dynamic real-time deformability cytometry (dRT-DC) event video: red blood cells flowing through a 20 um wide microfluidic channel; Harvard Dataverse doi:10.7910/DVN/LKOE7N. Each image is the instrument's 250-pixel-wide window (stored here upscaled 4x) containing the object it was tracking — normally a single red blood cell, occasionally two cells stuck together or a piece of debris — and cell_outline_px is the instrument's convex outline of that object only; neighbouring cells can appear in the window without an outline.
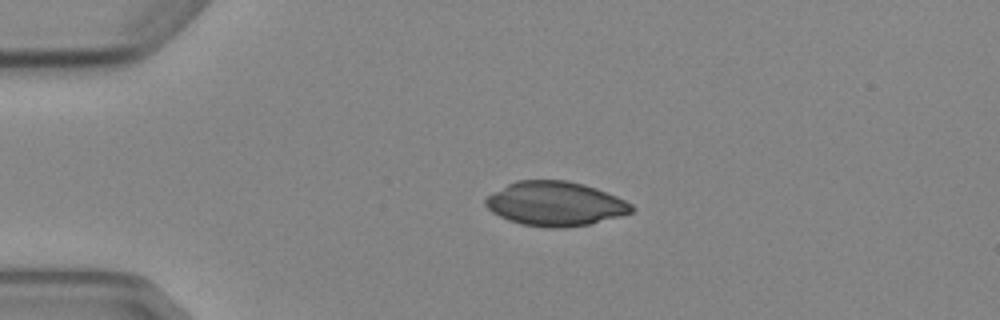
{"species": "Egyptian fruit bat (a non-hibernating species)", "species_latin": "Rousettus aegyptiacus", "temperature_condition": "cold", "stored_images_in_passage": 2, "camera_frame_rate_fps": 3000, "um_per_image_px": 0.085, "animal": {"sex": "female"}, "frame": {"image": 1, "passage_image": 1, "time_ms": 0.0, "image_size_px": [1000, 320], "cell_outline_px": [[636, 208], [632, 212], [620, 216], [588, 224], [564, 228], [548, 228], [520, 224], [508, 220], [492, 212], [484, 204], [484, 200], [488, 196], [508, 184], [516, 180], [564, 180], [584, 184], [596, 188], [616, 196], [632, 204]], "centroid_in_image_um": [47.2, 17.32], "position_along_channel_um": 37.8, "area_um2": 37.63}}